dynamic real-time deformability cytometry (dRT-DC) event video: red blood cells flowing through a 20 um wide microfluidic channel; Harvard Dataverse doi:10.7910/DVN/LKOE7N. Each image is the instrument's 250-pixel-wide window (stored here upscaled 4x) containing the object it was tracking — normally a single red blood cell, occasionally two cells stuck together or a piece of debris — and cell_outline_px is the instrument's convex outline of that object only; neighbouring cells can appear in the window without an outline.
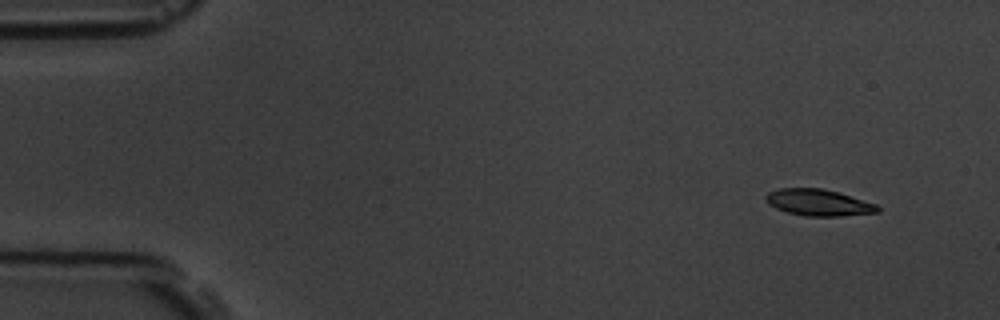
{"species": "common noctule bat (a hibernating species)", "species_latin": "Nyctalus noctula", "temperature_condition": "room temperature", "stored_images_in_passage": 6, "camera_frame_rate_fps": 3000, "um_per_image_px": 0.085, "animal": {"sex": "male", "body_mass_g": 19.5, "forearm_length_mm": 54.6}, "frame": {"image": 1, "passage_image": 1, "time_ms": 0.0, "image_size_px": [1000, 320], "cell_outline_px": [[880, 212], [840, 216], [804, 216], [788, 212], [776, 208], [768, 204], [764, 200], [764, 196], [768, 192], [780, 188], [820, 188], [836, 192], [876, 204], [880, 208]], "centroid_in_image_um": [69.53, 17.22], "position_along_channel_um": 15.5, "area_um2": 17.17}}
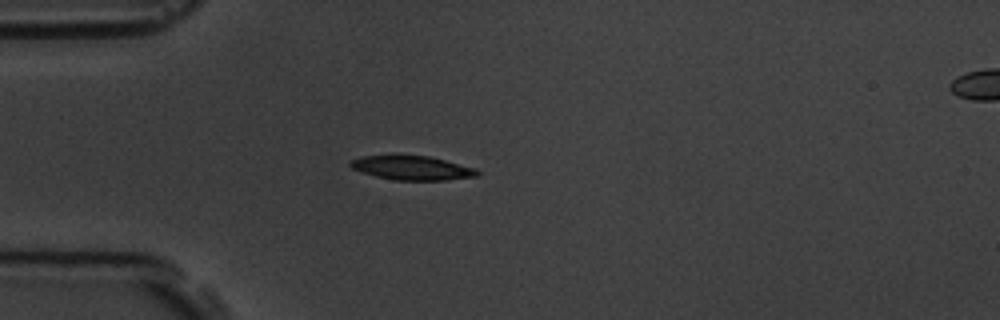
{"frame": {"image": 2, "passage_image": 4, "time_ms": 3.667, "image_size_px": [1000, 320], "cell_outline_px": [[480, 176], [444, 180], [396, 180], [376, 176], [352, 168], [348, 164], [352, 160], [360, 156], [392, 152], [396, 152], [428, 156], [476, 168], [480, 172]], "centroid_in_image_um": [34.98, 14.22], "position_along_channel_um": 50.0, "area_um2": 18.55}}
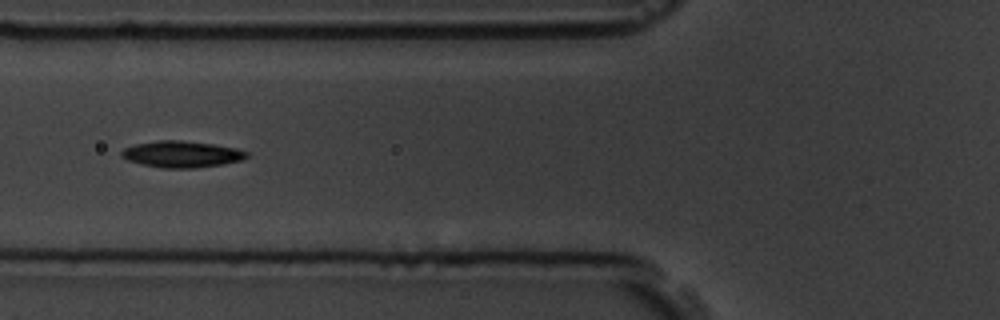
{"frame": {"image": 3, "passage_image": 6, "time_ms": 5.667, "image_size_px": [1000, 320], "cell_outline_px": [[248, 156], [240, 160], [224, 164], [196, 168], [160, 168], [128, 160], [120, 156], [120, 152], [124, 148], [136, 144], [156, 140], [180, 140], [212, 144], [236, 148], [248, 152]], "centroid_in_image_um": [15.43, 13.1], "position_along_channel_um": 110.4, "area_um2": 19.25}}